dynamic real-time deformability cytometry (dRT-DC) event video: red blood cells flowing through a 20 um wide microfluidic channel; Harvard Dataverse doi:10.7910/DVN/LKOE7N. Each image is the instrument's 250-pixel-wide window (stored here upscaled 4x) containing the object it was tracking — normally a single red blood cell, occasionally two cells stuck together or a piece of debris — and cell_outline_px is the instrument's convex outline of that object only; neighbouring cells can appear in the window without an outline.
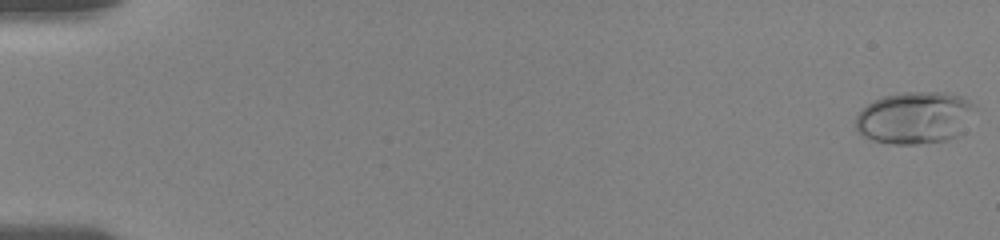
{"species": "human", "species_latin": "Homo sapiens", "temperature_condition": "room temperature", "stored_images_in_passage": 67, "camera_frame_rate_fps": 3000, "um_per_image_px": 0.085, "donor": {"sex": "female"}, "frame": {"image": 1, "passage_image": 1, "time_ms": 0.0, "image_size_px": [1000, 240], "cell_outline_px": [[976, 108], [956, 136], [944, 140], [916, 144], [892, 144], [872, 140], [860, 136], [856, 128], [856, 116], [868, 104], [884, 96], [904, 92], [944, 92], [960, 96], [976, 104]], "centroid_in_image_um": [77.71, 10.0], "position_along_channel_um": 7.3, "area_um2": 35.89}}
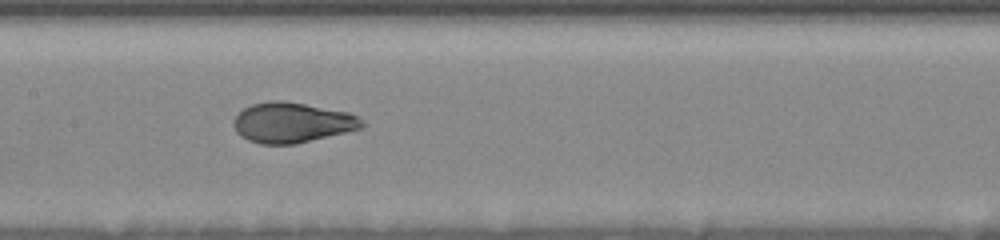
{"frame": {"image": 2, "passage_image": 42, "time_ms": 9.333, "image_size_px": [1000, 240], "cell_outline_px": [[364, 128], [296, 144], [260, 144], [248, 140], [240, 136], [236, 132], [232, 124], [232, 120], [244, 108], [252, 104], [268, 100], [284, 100], [348, 112], [356, 116], [364, 124]], "centroid_in_image_um": [24.79, 10.42], "position_along_channel_um": 182.6, "area_um2": 30.23}}
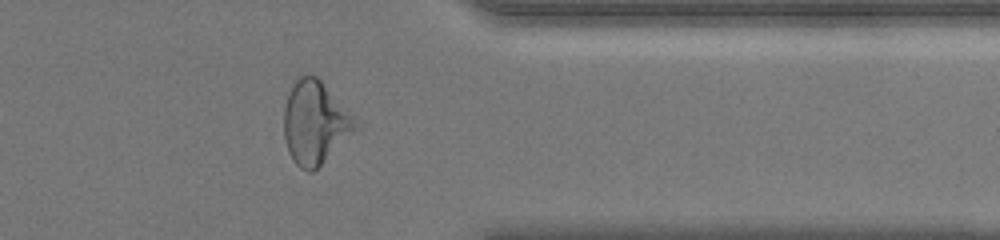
{"frame": {"image": 3, "passage_image": 56, "time_ms": 15.0, "image_size_px": [1000, 240], "cell_outline_px": [[360, 124], [312, 172], [308, 172], [300, 168], [292, 160], [288, 152], [284, 136], [284, 108], [288, 96], [296, 80], [304, 72], [308, 72], [316, 76], [356, 116]], "centroid_in_image_um": [26.77, 10.39], "position_along_channel_um": 384.6, "area_um2": 34.28}, "authors_computed_cell_mechanics": {"area_um2": 30.923, "velocity_mm_per_s": 3.6786, "shape_relaxation_time_tau1_ms": 4.8224, "shape_relaxation_time_tau2_ms": null, "deformation_change_tau1": 0.1977, "deformation_change_tau2": null}}